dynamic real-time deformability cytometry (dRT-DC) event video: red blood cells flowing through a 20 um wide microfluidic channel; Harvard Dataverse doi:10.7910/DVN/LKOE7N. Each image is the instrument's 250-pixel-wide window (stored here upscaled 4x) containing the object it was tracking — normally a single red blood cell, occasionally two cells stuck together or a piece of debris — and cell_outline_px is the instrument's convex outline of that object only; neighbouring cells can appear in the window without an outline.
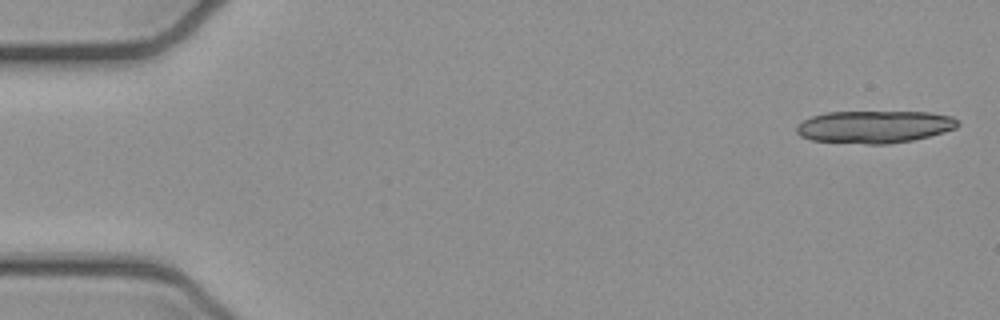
{"species": "common noctule bat (a hibernating species)", "species_latin": "Nyctalus noctula", "temperature_condition": "cold", "stored_images_in_passage": 6, "camera_frame_rate_fps": 3000, "um_per_image_px": 0.085, "animal": {"sex": "female", "body_mass_g": 21.9}, "frame": {"image": 1, "passage_image": 1, "time_ms": 0.0, "image_size_px": [1000, 320], "cell_outline_px": [[960, 124], [956, 128], [944, 132], [912, 140], [888, 144], [864, 144], [812, 140], [800, 136], [796, 132], [796, 124], [812, 116], [824, 112], [932, 112], [952, 116], [960, 120]], "centroid_in_image_um": [74.34, 10.77], "position_along_channel_um": 10.7, "area_um2": 30.69}}